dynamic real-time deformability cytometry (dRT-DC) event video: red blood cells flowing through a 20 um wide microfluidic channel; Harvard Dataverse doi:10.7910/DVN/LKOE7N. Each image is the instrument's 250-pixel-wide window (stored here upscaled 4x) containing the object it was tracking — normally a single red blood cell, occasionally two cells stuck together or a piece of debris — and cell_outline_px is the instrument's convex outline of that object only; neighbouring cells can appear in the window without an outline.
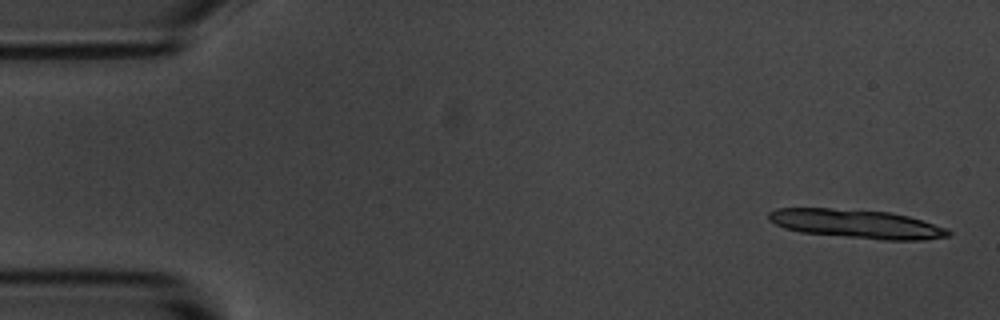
{"species": "common noctule bat (a hibernating species)", "species_latin": "Nyctalus noctula", "temperature_condition": "room temperature", "stored_images_in_passage": 9, "camera_frame_rate_fps": 3000, "um_per_image_px": 0.085, "animal": {"sex": "male", "body_mass_g": 20.1, "forearm_length_mm": 53.5}, "frame": {"image": 1, "passage_image": 1, "time_ms": 0.0, "image_size_px": [1000, 320], "cell_outline_px": [[952, 232], [948, 236], [920, 240], [884, 240], [800, 232], [784, 228], [768, 220], [768, 212], [776, 208], [832, 208], [888, 212], [908, 216], [944, 228]], "centroid_in_image_um": [72.74, 19.02], "position_along_channel_um": 12.3, "area_um2": 29.82}}
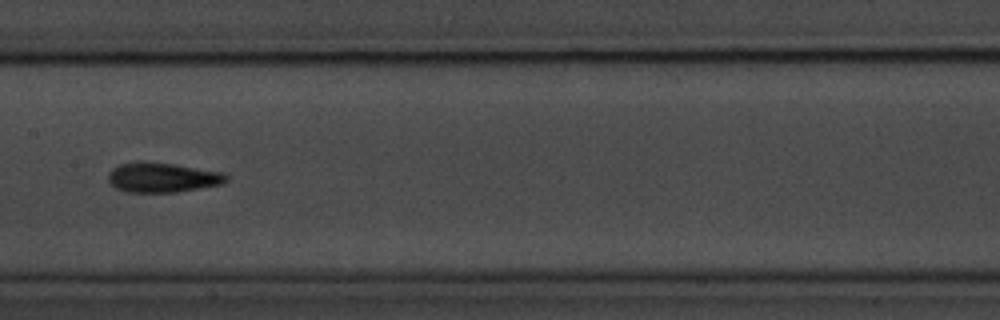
{"frame": {"image": 2, "passage_image": 8, "time_ms": 8.333, "image_size_px": [1000, 320], "cell_outline_px": [[228, 180], [220, 184], [176, 192], [128, 192], [116, 188], [108, 180], [108, 176], [112, 168], [120, 164], [172, 164], [220, 172], [228, 176]], "centroid_in_image_um": [13.81, 15.12], "position_along_channel_um": 193.6, "area_um2": 19.48}}
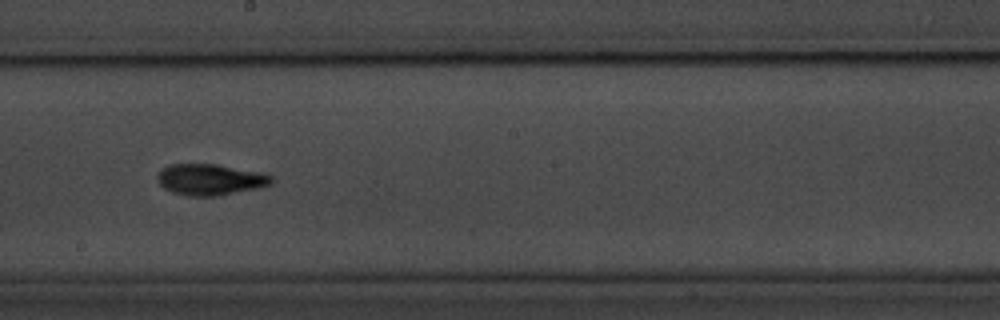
{"frame": {"image": 3, "passage_image": 9, "time_ms": 9.333, "image_size_px": [1000, 320], "cell_outline_px": [[272, 184], [256, 188], [216, 196], [188, 196], [172, 192], [164, 188], [156, 180], [156, 176], [160, 168], [168, 164], [216, 164], [264, 172], [272, 176]], "centroid_in_image_um": [17.83, 15.25], "position_along_channel_um": 230.4, "area_um2": 20.92}}